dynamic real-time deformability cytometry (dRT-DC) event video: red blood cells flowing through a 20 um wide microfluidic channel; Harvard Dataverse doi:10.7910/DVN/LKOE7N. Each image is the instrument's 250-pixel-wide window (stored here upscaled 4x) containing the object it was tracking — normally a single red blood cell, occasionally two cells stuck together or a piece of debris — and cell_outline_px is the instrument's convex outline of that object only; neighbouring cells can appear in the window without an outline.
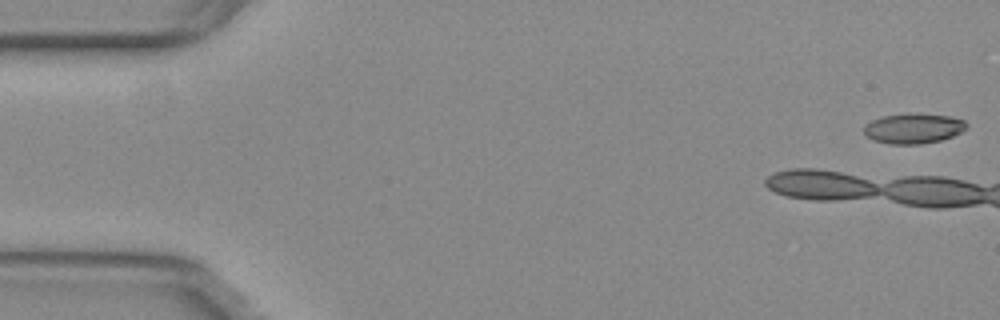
{"species": "common noctule bat (a hibernating species)", "species_latin": "Nyctalus noctula", "temperature_condition": "warm", "stored_images_in_passage": 10, "camera_frame_rate_fps": 3000, "um_per_image_px": 0.085, "animal": {"sex": "female", "body_mass_g": 29.2, "forearm_length_mm": 56.3}, "frame": {"image": 1, "passage_image": 1, "time_ms": 0.0, "image_size_px": [1000, 320], "cell_outline_px": [[968, 128], [952, 136], [940, 140], [920, 144], [892, 144], [872, 140], [864, 132], [864, 124], [872, 120], [884, 116], [908, 112], [916, 112], [948, 116], [964, 120], [968, 124]], "centroid_in_image_um": [77.64, 10.89], "position_along_channel_um": 7.4, "area_um2": 18.21}}